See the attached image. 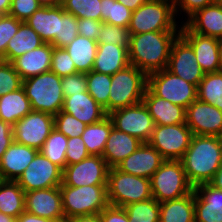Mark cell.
<instances>
[{"label":"cell","mask_w":222,"mask_h":222,"mask_svg":"<svg viewBox=\"0 0 222 222\" xmlns=\"http://www.w3.org/2000/svg\"><path fill=\"white\" fill-rule=\"evenodd\" d=\"M215 3L222 5V0H215Z\"/></svg>","instance_id":"62"},{"label":"cell","mask_w":222,"mask_h":222,"mask_svg":"<svg viewBox=\"0 0 222 222\" xmlns=\"http://www.w3.org/2000/svg\"><path fill=\"white\" fill-rule=\"evenodd\" d=\"M102 21L89 18L78 19V35L97 41Z\"/></svg>","instance_id":"50"},{"label":"cell","mask_w":222,"mask_h":222,"mask_svg":"<svg viewBox=\"0 0 222 222\" xmlns=\"http://www.w3.org/2000/svg\"><path fill=\"white\" fill-rule=\"evenodd\" d=\"M13 141V126L0 119V160Z\"/></svg>","instance_id":"53"},{"label":"cell","mask_w":222,"mask_h":222,"mask_svg":"<svg viewBox=\"0 0 222 222\" xmlns=\"http://www.w3.org/2000/svg\"><path fill=\"white\" fill-rule=\"evenodd\" d=\"M194 206L195 222H222V190L210 183L194 187Z\"/></svg>","instance_id":"20"},{"label":"cell","mask_w":222,"mask_h":222,"mask_svg":"<svg viewBox=\"0 0 222 222\" xmlns=\"http://www.w3.org/2000/svg\"><path fill=\"white\" fill-rule=\"evenodd\" d=\"M164 161L165 159L158 150L149 143H142L134 153L125 158L116 168L127 174L150 179Z\"/></svg>","instance_id":"19"},{"label":"cell","mask_w":222,"mask_h":222,"mask_svg":"<svg viewBox=\"0 0 222 222\" xmlns=\"http://www.w3.org/2000/svg\"><path fill=\"white\" fill-rule=\"evenodd\" d=\"M17 222H57V221L39 217L27 211H24L18 216Z\"/></svg>","instance_id":"54"},{"label":"cell","mask_w":222,"mask_h":222,"mask_svg":"<svg viewBox=\"0 0 222 222\" xmlns=\"http://www.w3.org/2000/svg\"><path fill=\"white\" fill-rule=\"evenodd\" d=\"M0 222H17V218L0 212Z\"/></svg>","instance_id":"60"},{"label":"cell","mask_w":222,"mask_h":222,"mask_svg":"<svg viewBox=\"0 0 222 222\" xmlns=\"http://www.w3.org/2000/svg\"><path fill=\"white\" fill-rule=\"evenodd\" d=\"M129 48L114 44H98L92 70L106 75H114L130 65Z\"/></svg>","instance_id":"27"},{"label":"cell","mask_w":222,"mask_h":222,"mask_svg":"<svg viewBox=\"0 0 222 222\" xmlns=\"http://www.w3.org/2000/svg\"><path fill=\"white\" fill-rule=\"evenodd\" d=\"M193 133L186 123L155 125L149 144L165 160H181L190 146Z\"/></svg>","instance_id":"10"},{"label":"cell","mask_w":222,"mask_h":222,"mask_svg":"<svg viewBox=\"0 0 222 222\" xmlns=\"http://www.w3.org/2000/svg\"><path fill=\"white\" fill-rule=\"evenodd\" d=\"M32 111L23 87L0 97V119L14 125Z\"/></svg>","instance_id":"29"},{"label":"cell","mask_w":222,"mask_h":222,"mask_svg":"<svg viewBox=\"0 0 222 222\" xmlns=\"http://www.w3.org/2000/svg\"><path fill=\"white\" fill-rule=\"evenodd\" d=\"M166 69L197 87L205 75L191 45L180 34L172 44Z\"/></svg>","instance_id":"15"},{"label":"cell","mask_w":222,"mask_h":222,"mask_svg":"<svg viewBox=\"0 0 222 222\" xmlns=\"http://www.w3.org/2000/svg\"><path fill=\"white\" fill-rule=\"evenodd\" d=\"M78 19L64 11L60 5V27L59 34L50 42L56 48H64L78 36Z\"/></svg>","instance_id":"41"},{"label":"cell","mask_w":222,"mask_h":222,"mask_svg":"<svg viewBox=\"0 0 222 222\" xmlns=\"http://www.w3.org/2000/svg\"><path fill=\"white\" fill-rule=\"evenodd\" d=\"M174 18V0H148L132 12L129 34L178 31Z\"/></svg>","instance_id":"5"},{"label":"cell","mask_w":222,"mask_h":222,"mask_svg":"<svg viewBox=\"0 0 222 222\" xmlns=\"http://www.w3.org/2000/svg\"><path fill=\"white\" fill-rule=\"evenodd\" d=\"M176 31L145 32L130 35L129 62L146 75L167 68Z\"/></svg>","instance_id":"1"},{"label":"cell","mask_w":222,"mask_h":222,"mask_svg":"<svg viewBox=\"0 0 222 222\" xmlns=\"http://www.w3.org/2000/svg\"><path fill=\"white\" fill-rule=\"evenodd\" d=\"M62 78L51 70L23 80L22 87L33 111L55 116L62 110L64 95Z\"/></svg>","instance_id":"3"},{"label":"cell","mask_w":222,"mask_h":222,"mask_svg":"<svg viewBox=\"0 0 222 222\" xmlns=\"http://www.w3.org/2000/svg\"><path fill=\"white\" fill-rule=\"evenodd\" d=\"M24 211V190L16 181L0 180V212L18 218Z\"/></svg>","instance_id":"34"},{"label":"cell","mask_w":222,"mask_h":222,"mask_svg":"<svg viewBox=\"0 0 222 222\" xmlns=\"http://www.w3.org/2000/svg\"><path fill=\"white\" fill-rule=\"evenodd\" d=\"M197 99L222 111V70L205 73L197 87Z\"/></svg>","instance_id":"35"},{"label":"cell","mask_w":222,"mask_h":222,"mask_svg":"<svg viewBox=\"0 0 222 222\" xmlns=\"http://www.w3.org/2000/svg\"><path fill=\"white\" fill-rule=\"evenodd\" d=\"M180 35L191 45L196 60L205 73L220 71L219 39L193 33L185 24Z\"/></svg>","instance_id":"18"},{"label":"cell","mask_w":222,"mask_h":222,"mask_svg":"<svg viewBox=\"0 0 222 222\" xmlns=\"http://www.w3.org/2000/svg\"><path fill=\"white\" fill-rule=\"evenodd\" d=\"M125 7L129 8L132 12L135 11L143 3H146L148 0H117Z\"/></svg>","instance_id":"56"},{"label":"cell","mask_w":222,"mask_h":222,"mask_svg":"<svg viewBox=\"0 0 222 222\" xmlns=\"http://www.w3.org/2000/svg\"><path fill=\"white\" fill-rule=\"evenodd\" d=\"M87 92L95 101L109 114V92L111 86V75L98 73L93 70L86 73Z\"/></svg>","instance_id":"36"},{"label":"cell","mask_w":222,"mask_h":222,"mask_svg":"<svg viewBox=\"0 0 222 222\" xmlns=\"http://www.w3.org/2000/svg\"><path fill=\"white\" fill-rule=\"evenodd\" d=\"M40 7L37 0H12L8 15L25 22Z\"/></svg>","instance_id":"47"},{"label":"cell","mask_w":222,"mask_h":222,"mask_svg":"<svg viewBox=\"0 0 222 222\" xmlns=\"http://www.w3.org/2000/svg\"><path fill=\"white\" fill-rule=\"evenodd\" d=\"M62 89L64 98L87 92L86 73H74L62 78Z\"/></svg>","instance_id":"48"},{"label":"cell","mask_w":222,"mask_h":222,"mask_svg":"<svg viewBox=\"0 0 222 222\" xmlns=\"http://www.w3.org/2000/svg\"><path fill=\"white\" fill-rule=\"evenodd\" d=\"M215 188L222 190V163L210 182Z\"/></svg>","instance_id":"57"},{"label":"cell","mask_w":222,"mask_h":222,"mask_svg":"<svg viewBox=\"0 0 222 222\" xmlns=\"http://www.w3.org/2000/svg\"><path fill=\"white\" fill-rule=\"evenodd\" d=\"M22 82L12 63L0 60V97L21 88Z\"/></svg>","instance_id":"44"},{"label":"cell","mask_w":222,"mask_h":222,"mask_svg":"<svg viewBox=\"0 0 222 222\" xmlns=\"http://www.w3.org/2000/svg\"><path fill=\"white\" fill-rule=\"evenodd\" d=\"M62 111L86 125L97 123L107 116L104 108L88 92L65 97Z\"/></svg>","instance_id":"24"},{"label":"cell","mask_w":222,"mask_h":222,"mask_svg":"<svg viewBox=\"0 0 222 222\" xmlns=\"http://www.w3.org/2000/svg\"><path fill=\"white\" fill-rule=\"evenodd\" d=\"M142 102L152 116L155 125H175L185 123L186 109L156 96L148 87Z\"/></svg>","instance_id":"23"},{"label":"cell","mask_w":222,"mask_h":222,"mask_svg":"<svg viewBox=\"0 0 222 222\" xmlns=\"http://www.w3.org/2000/svg\"><path fill=\"white\" fill-rule=\"evenodd\" d=\"M62 7L65 12L77 19L89 18L101 21V0H63Z\"/></svg>","instance_id":"40"},{"label":"cell","mask_w":222,"mask_h":222,"mask_svg":"<svg viewBox=\"0 0 222 222\" xmlns=\"http://www.w3.org/2000/svg\"><path fill=\"white\" fill-rule=\"evenodd\" d=\"M150 185L152 197L158 203L181 198L194 191L181 160H165L151 176Z\"/></svg>","instance_id":"6"},{"label":"cell","mask_w":222,"mask_h":222,"mask_svg":"<svg viewBox=\"0 0 222 222\" xmlns=\"http://www.w3.org/2000/svg\"><path fill=\"white\" fill-rule=\"evenodd\" d=\"M185 123L193 135L222 137V111L214 105L193 101L186 108Z\"/></svg>","instance_id":"16"},{"label":"cell","mask_w":222,"mask_h":222,"mask_svg":"<svg viewBox=\"0 0 222 222\" xmlns=\"http://www.w3.org/2000/svg\"><path fill=\"white\" fill-rule=\"evenodd\" d=\"M130 34L126 27L103 22L98 34V44H114L129 48Z\"/></svg>","instance_id":"42"},{"label":"cell","mask_w":222,"mask_h":222,"mask_svg":"<svg viewBox=\"0 0 222 222\" xmlns=\"http://www.w3.org/2000/svg\"><path fill=\"white\" fill-rule=\"evenodd\" d=\"M25 211L57 222H65L60 186L25 192Z\"/></svg>","instance_id":"17"},{"label":"cell","mask_w":222,"mask_h":222,"mask_svg":"<svg viewBox=\"0 0 222 222\" xmlns=\"http://www.w3.org/2000/svg\"><path fill=\"white\" fill-rule=\"evenodd\" d=\"M108 116L117 130L136 137L143 143L149 142L155 122L142 101L112 111Z\"/></svg>","instance_id":"11"},{"label":"cell","mask_w":222,"mask_h":222,"mask_svg":"<svg viewBox=\"0 0 222 222\" xmlns=\"http://www.w3.org/2000/svg\"><path fill=\"white\" fill-rule=\"evenodd\" d=\"M99 215L101 222H130L123 207L108 205Z\"/></svg>","instance_id":"52"},{"label":"cell","mask_w":222,"mask_h":222,"mask_svg":"<svg viewBox=\"0 0 222 222\" xmlns=\"http://www.w3.org/2000/svg\"><path fill=\"white\" fill-rule=\"evenodd\" d=\"M44 43L41 37L26 22H22L7 45L6 62H12L15 58L38 48Z\"/></svg>","instance_id":"32"},{"label":"cell","mask_w":222,"mask_h":222,"mask_svg":"<svg viewBox=\"0 0 222 222\" xmlns=\"http://www.w3.org/2000/svg\"><path fill=\"white\" fill-rule=\"evenodd\" d=\"M22 21L17 20L10 15H1L0 17V60L6 62V48L19 29Z\"/></svg>","instance_id":"46"},{"label":"cell","mask_w":222,"mask_h":222,"mask_svg":"<svg viewBox=\"0 0 222 222\" xmlns=\"http://www.w3.org/2000/svg\"><path fill=\"white\" fill-rule=\"evenodd\" d=\"M53 129V115L32 110L13 125V138L15 142L39 151Z\"/></svg>","instance_id":"12"},{"label":"cell","mask_w":222,"mask_h":222,"mask_svg":"<svg viewBox=\"0 0 222 222\" xmlns=\"http://www.w3.org/2000/svg\"><path fill=\"white\" fill-rule=\"evenodd\" d=\"M159 222H195L194 191L160 203Z\"/></svg>","instance_id":"30"},{"label":"cell","mask_w":222,"mask_h":222,"mask_svg":"<svg viewBox=\"0 0 222 222\" xmlns=\"http://www.w3.org/2000/svg\"><path fill=\"white\" fill-rule=\"evenodd\" d=\"M85 143L81 136L68 138L66 149V165H72L81 162L89 157Z\"/></svg>","instance_id":"49"},{"label":"cell","mask_w":222,"mask_h":222,"mask_svg":"<svg viewBox=\"0 0 222 222\" xmlns=\"http://www.w3.org/2000/svg\"><path fill=\"white\" fill-rule=\"evenodd\" d=\"M65 220L83 215L99 214L109 205L107 185L80 187L60 185Z\"/></svg>","instance_id":"4"},{"label":"cell","mask_w":222,"mask_h":222,"mask_svg":"<svg viewBox=\"0 0 222 222\" xmlns=\"http://www.w3.org/2000/svg\"><path fill=\"white\" fill-rule=\"evenodd\" d=\"M147 88V75L133 65L111 75L109 113L142 101Z\"/></svg>","instance_id":"8"},{"label":"cell","mask_w":222,"mask_h":222,"mask_svg":"<svg viewBox=\"0 0 222 222\" xmlns=\"http://www.w3.org/2000/svg\"><path fill=\"white\" fill-rule=\"evenodd\" d=\"M181 161L193 187L210 183L222 163V137L193 135Z\"/></svg>","instance_id":"2"},{"label":"cell","mask_w":222,"mask_h":222,"mask_svg":"<svg viewBox=\"0 0 222 222\" xmlns=\"http://www.w3.org/2000/svg\"><path fill=\"white\" fill-rule=\"evenodd\" d=\"M213 3H215V0H174V9L177 14L179 6L184 12L187 13L189 19L198 10H201Z\"/></svg>","instance_id":"51"},{"label":"cell","mask_w":222,"mask_h":222,"mask_svg":"<svg viewBox=\"0 0 222 222\" xmlns=\"http://www.w3.org/2000/svg\"><path fill=\"white\" fill-rule=\"evenodd\" d=\"M219 60H220V68L222 70V38L219 39Z\"/></svg>","instance_id":"61"},{"label":"cell","mask_w":222,"mask_h":222,"mask_svg":"<svg viewBox=\"0 0 222 222\" xmlns=\"http://www.w3.org/2000/svg\"><path fill=\"white\" fill-rule=\"evenodd\" d=\"M147 87L156 96L185 109L197 100V86L174 75L166 68L147 75Z\"/></svg>","instance_id":"9"},{"label":"cell","mask_w":222,"mask_h":222,"mask_svg":"<svg viewBox=\"0 0 222 222\" xmlns=\"http://www.w3.org/2000/svg\"><path fill=\"white\" fill-rule=\"evenodd\" d=\"M86 126L85 123L62 110L54 116V128L67 138L81 136Z\"/></svg>","instance_id":"43"},{"label":"cell","mask_w":222,"mask_h":222,"mask_svg":"<svg viewBox=\"0 0 222 222\" xmlns=\"http://www.w3.org/2000/svg\"><path fill=\"white\" fill-rule=\"evenodd\" d=\"M12 0H0V14L8 15Z\"/></svg>","instance_id":"59"},{"label":"cell","mask_w":222,"mask_h":222,"mask_svg":"<svg viewBox=\"0 0 222 222\" xmlns=\"http://www.w3.org/2000/svg\"><path fill=\"white\" fill-rule=\"evenodd\" d=\"M130 222H159L160 203L153 197L123 207Z\"/></svg>","instance_id":"38"},{"label":"cell","mask_w":222,"mask_h":222,"mask_svg":"<svg viewBox=\"0 0 222 222\" xmlns=\"http://www.w3.org/2000/svg\"><path fill=\"white\" fill-rule=\"evenodd\" d=\"M63 170L40 152L16 181L24 192L57 187L62 184Z\"/></svg>","instance_id":"13"},{"label":"cell","mask_w":222,"mask_h":222,"mask_svg":"<svg viewBox=\"0 0 222 222\" xmlns=\"http://www.w3.org/2000/svg\"><path fill=\"white\" fill-rule=\"evenodd\" d=\"M107 198L109 205L116 207L148 200L152 198L150 179L109 168Z\"/></svg>","instance_id":"7"},{"label":"cell","mask_w":222,"mask_h":222,"mask_svg":"<svg viewBox=\"0 0 222 222\" xmlns=\"http://www.w3.org/2000/svg\"><path fill=\"white\" fill-rule=\"evenodd\" d=\"M65 222H101L99 214L75 216Z\"/></svg>","instance_id":"55"},{"label":"cell","mask_w":222,"mask_h":222,"mask_svg":"<svg viewBox=\"0 0 222 222\" xmlns=\"http://www.w3.org/2000/svg\"><path fill=\"white\" fill-rule=\"evenodd\" d=\"M50 70L61 78L78 73L67 50L56 47L53 48Z\"/></svg>","instance_id":"45"},{"label":"cell","mask_w":222,"mask_h":222,"mask_svg":"<svg viewBox=\"0 0 222 222\" xmlns=\"http://www.w3.org/2000/svg\"><path fill=\"white\" fill-rule=\"evenodd\" d=\"M45 43H50L59 34L60 6L40 7L25 21Z\"/></svg>","instance_id":"28"},{"label":"cell","mask_w":222,"mask_h":222,"mask_svg":"<svg viewBox=\"0 0 222 222\" xmlns=\"http://www.w3.org/2000/svg\"><path fill=\"white\" fill-rule=\"evenodd\" d=\"M109 167L102 156L83 159L79 163L66 165L62 183L67 186L107 185Z\"/></svg>","instance_id":"14"},{"label":"cell","mask_w":222,"mask_h":222,"mask_svg":"<svg viewBox=\"0 0 222 222\" xmlns=\"http://www.w3.org/2000/svg\"><path fill=\"white\" fill-rule=\"evenodd\" d=\"M136 137L112 127L102 157L109 168L116 167L142 144Z\"/></svg>","instance_id":"25"},{"label":"cell","mask_w":222,"mask_h":222,"mask_svg":"<svg viewBox=\"0 0 222 222\" xmlns=\"http://www.w3.org/2000/svg\"><path fill=\"white\" fill-rule=\"evenodd\" d=\"M38 152L13 141L0 160V180L17 181Z\"/></svg>","instance_id":"21"},{"label":"cell","mask_w":222,"mask_h":222,"mask_svg":"<svg viewBox=\"0 0 222 222\" xmlns=\"http://www.w3.org/2000/svg\"><path fill=\"white\" fill-rule=\"evenodd\" d=\"M112 127L113 123L108 115L101 121L86 126L81 138L90 155L102 156Z\"/></svg>","instance_id":"33"},{"label":"cell","mask_w":222,"mask_h":222,"mask_svg":"<svg viewBox=\"0 0 222 222\" xmlns=\"http://www.w3.org/2000/svg\"><path fill=\"white\" fill-rule=\"evenodd\" d=\"M42 7H55L60 6L63 0H37Z\"/></svg>","instance_id":"58"},{"label":"cell","mask_w":222,"mask_h":222,"mask_svg":"<svg viewBox=\"0 0 222 222\" xmlns=\"http://www.w3.org/2000/svg\"><path fill=\"white\" fill-rule=\"evenodd\" d=\"M54 46L44 43L38 48L15 58L11 63L22 80L37 76L51 69V59Z\"/></svg>","instance_id":"22"},{"label":"cell","mask_w":222,"mask_h":222,"mask_svg":"<svg viewBox=\"0 0 222 222\" xmlns=\"http://www.w3.org/2000/svg\"><path fill=\"white\" fill-rule=\"evenodd\" d=\"M67 142L68 138L54 128L39 152L63 170L66 167Z\"/></svg>","instance_id":"37"},{"label":"cell","mask_w":222,"mask_h":222,"mask_svg":"<svg viewBox=\"0 0 222 222\" xmlns=\"http://www.w3.org/2000/svg\"><path fill=\"white\" fill-rule=\"evenodd\" d=\"M184 24L200 35L222 38V5L213 3L198 10Z\"/></svg>","instance_id":"26"},{"label":"cell","mask_w":222,"mask_h":222,"mask_svg":"<svg viewBox=\"0 0 222 222\" xmlns=\"http://www.w3.org/2000/svg\"><path fill=\"white\" fill-rule=\"evenodd\" d=\"M101 21L128 28L132 11L117 0H101Z\"/></svg>","instance_id":"39"},{"label":"cell","mask_w":222,"mask_h":222,"mask_svg":"<svg viewBox=\"0 0 222 222\" xmlns=\"http://www.w3.org/2000/svg\"><path fill=\"white\" fill-rule=\"evenodd\" d=\"M97 41L78 35L64 47L73 60L76 71L88 73L92 70L97 54Z\"/></svg>","instance_id":"31"}]
</instances>
